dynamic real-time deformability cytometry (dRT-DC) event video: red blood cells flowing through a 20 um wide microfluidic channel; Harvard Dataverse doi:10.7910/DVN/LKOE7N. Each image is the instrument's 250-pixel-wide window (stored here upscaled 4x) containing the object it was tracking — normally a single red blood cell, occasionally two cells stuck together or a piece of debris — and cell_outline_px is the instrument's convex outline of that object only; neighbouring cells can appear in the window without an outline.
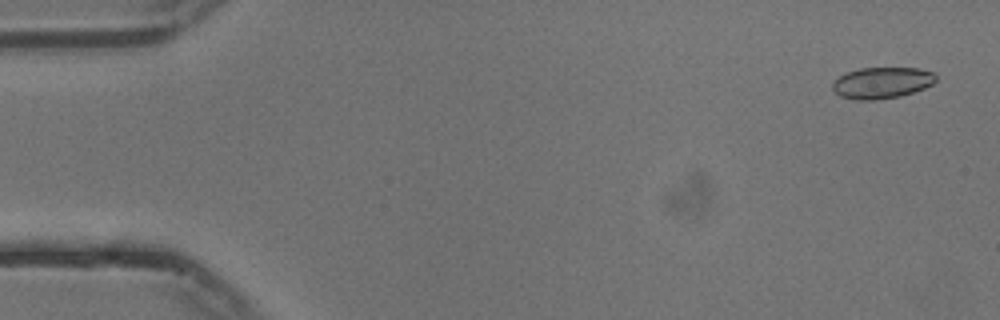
{"species": "common noctule bat (a hibernating species)", "species_latin": "Nyctalus noctula", "temperature_condition": "cold", "stored_images_in_passage": 55, "camera_frame_rate_fps": 3000, "um_per_image_px": 0.085, "animal": {"sex": "male", "body_mass_g": 13.3}, "frame": {"image": 1, "passage_image": 3, "time_ms": 0.667, "image_size_px": [1000, 320], "cell_outline_px": [[936, 80], [932, 84], [924, 88], [900, 96], [872, 100], [856, 100], [840, 96], [832, 88], [832, 84], [840, 76], [848, 72], [860, 68], [920, 68], [932, 72], [936, 76]], "centroid_in_image_um": [74.97, 7.03], "position_along_channel_um": 10.0, "area_um2": 18.67}}
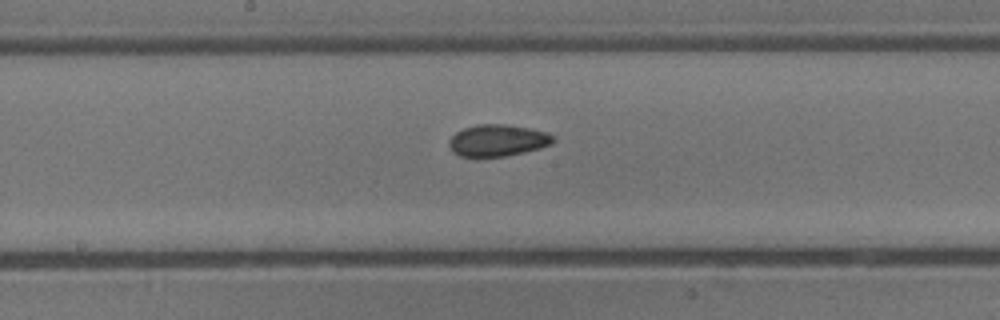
{"frame": {"image": 2, "passage_image": 29, "time_ms": 9.333, "image_size_px": [1000, 320], "cell_outline_px": [[556, 140], [552, 144], [540, 148], [508, 156], [460, 156], [452, 152], [448, 144], [452, 136], [456, 132], [464, 128], [476, 124], [508, 124], [548, 132]], "centroid_in_image_um": [42.31, 11.93], "position_along_channel_um": 205.9, "area_um2": 19.31}}
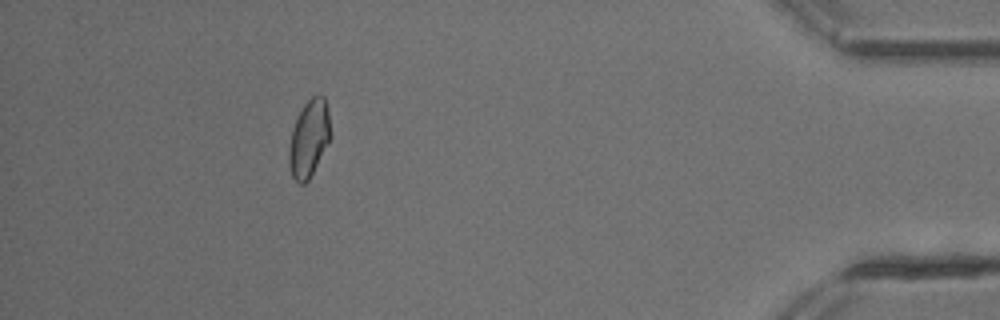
{"frame": {"image": 3, "passage_image": 50, "time_ms": 16.333, "image_size_px": [1000, 320], "cell_outline_px": [[332, 136], [308, 180], [304, 184], [300, 184], [292, 176], [288, 164], [288, 148], [292, 128], [304, 104], [312, 96], [320, 92], [324, 96], [328, 112]], "centroid_in_image_um": [26.26, 11.75], "position_along_channel_um": 408.9, "area_um2": 18.73}, "authors_computed_cell_mechanics": {"area_um2": 19.0162, "velocity_mm_per_s": 3.7475, "shape_relaxation_time_tau1_ms": 4.9457, "shape_relaxation_time_tau2_ms": 2.7087, "deformation_change_tau1": 0.0882, "deformation_change_tau2": 0.0615}}